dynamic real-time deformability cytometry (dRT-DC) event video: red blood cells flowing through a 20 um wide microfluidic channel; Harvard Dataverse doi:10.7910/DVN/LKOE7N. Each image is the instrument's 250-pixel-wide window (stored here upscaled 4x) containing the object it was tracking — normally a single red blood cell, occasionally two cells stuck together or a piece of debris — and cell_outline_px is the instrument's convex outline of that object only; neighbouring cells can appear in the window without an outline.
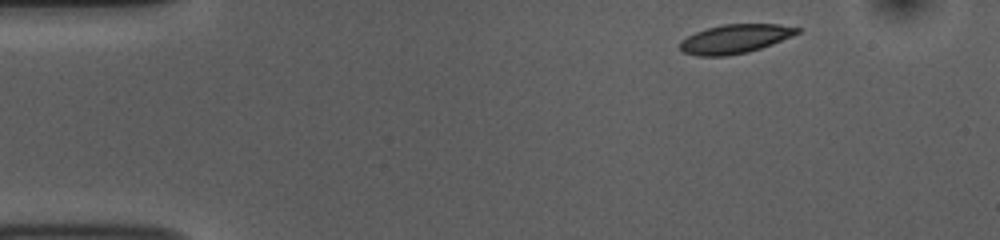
{"species": "common noctule bat (a hibernating species)", "species_latin": "Nyctalus noctula", "temperature_condition": "room temperature", "stored_images_in_passage": 47, "camera_frame_rate_fps": 3000, "um_per_image_px": 0.085, "animal": {"sex": "female", "body_mass_g": 10.0, "forearm_length_mm": 53.1}, "frame": {"image": 1, "passage_image": 1, "time_ms": 0.0, "image_size_px": [1000, 240], "cell_outline_px": [[800, 32], [772, 44], [748, 52], [728, 56], [696, 56], [684, 52], [680, 48], [680, 40], [696, 32], [708, 28], [724, 24], [780, 24], [800, 28]], "centroid_in_image_um": [62.46, 3.31], "position_along_channel_um": 22.5, "area_um2": 19.65}}
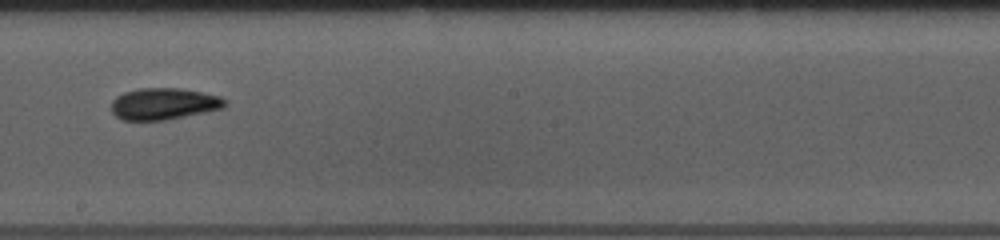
{"frame": {"image": 2, "passage_image": 24, "time_ms": 7.667, "image_size_px": [1000, 240], "cell_outline_px": [[228, 100], [224, 108], [164, 120], [120, 120], [112, 112], [112, 100], [116, 96], [124, 92], [140, 88], [180, 88], [220, 96]], "centroid_in_image_um": [13.91, 8.82], "position_along_channel_um": 234.3, "area_um2": 20.92}}
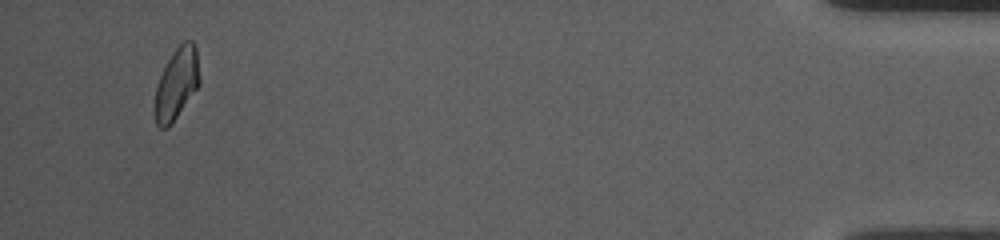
{"frame": {"image": 3, "passage_image": 45, "time_ms": 14.667, "image_size_px": [1000, 240], "cell_outline_px": [[200, 84], [168, 128], [160, 128], [156, 124], [156, 88], [160, 76], [172, 52], [184, 40], [192, 40], [196, 48], [200, 80]], "centroid_in_image_um": [15.04, 7.08], "position_along_channel_um": 420.2, "area_um2": 18.21}, "authors_computed_cell_mechanics": {"area_um2": 19.941, "velocity_mm_per_s": 3.737, "shape_relaxation_time_tau1_ms": 4.5212, "shape_relaxation_time_tau2_ms": 4.0883, "deformation_change_tau1": 0.1403, "deformation_change_tau2": 0.1017}}